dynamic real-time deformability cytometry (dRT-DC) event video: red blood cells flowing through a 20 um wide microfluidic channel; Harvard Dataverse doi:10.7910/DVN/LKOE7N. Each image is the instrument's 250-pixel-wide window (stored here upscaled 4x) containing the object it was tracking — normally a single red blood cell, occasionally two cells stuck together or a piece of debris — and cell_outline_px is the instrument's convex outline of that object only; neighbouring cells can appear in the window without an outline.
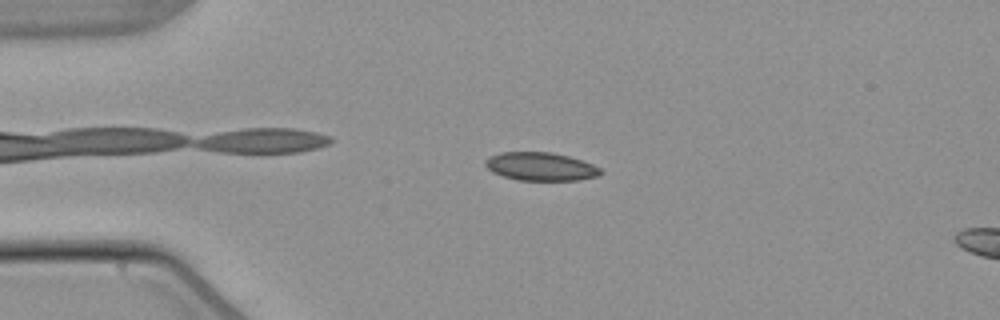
{"species": "common noctule bat (a hibernating species)", "species_latin": "Nyctalus noctula", "temperature_condition": "warm", "stored_images_in_passage": 4, "camera_frame_rate_fps": 3000, "um_per_image_px": 0.085, "animal": {"sex": "male", "body_mass_g": 21.5, "forearm_length_mm": 52.0}, "frame": {"image": 1, "passage_image": 3, "time_ms": 2.333, "image_size_px": [1000, 320], "cell_outline_px": [[600, 172], [596, 176], [580, 180], [520, 180], [504, 176], [492, 172], [484, 164], [484, 160], [488, 156], [500, 152], [548, 152], [568, 156], [592, 164], [600, 168]], "centroid_in_image_um": [45.89, 14.15], "position_along_channel_um": 39.1, "area_um2": 18.79}}